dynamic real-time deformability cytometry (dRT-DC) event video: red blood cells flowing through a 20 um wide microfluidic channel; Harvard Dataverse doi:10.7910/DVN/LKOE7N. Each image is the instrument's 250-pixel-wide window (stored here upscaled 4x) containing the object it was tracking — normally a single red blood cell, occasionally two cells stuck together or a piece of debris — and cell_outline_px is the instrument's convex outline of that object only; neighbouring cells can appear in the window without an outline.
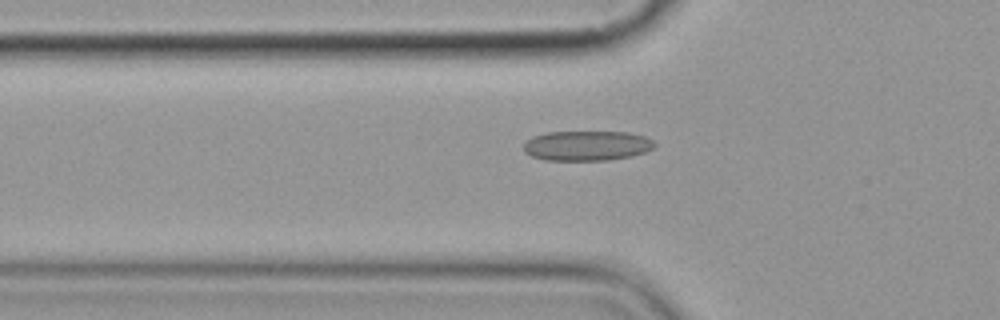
{"species": "common noctule bat (a hibernating species)", "species_latin": "Nyctalus noctula", "temperature_condition": "cold", "stored_images_in_passage": 3, "camera_frame_rate_fps": 3000, "um_per_image_px": 0.085, "animal": {"sex": "female", "body_mass_g": 19.9}, "frame": {"image": 1, "passage_image": 3, "time_ms": 2.0, "image_size_px": [1000, 320], "cell_outline_px": [[656, 144], [652, 148], [644, 152], [632, 156], [608, 160], [544, 160], [532, 156], [524, 152], [524, 140], [532, 136], [548, 132], [628, 132], [644, 136], [652, 140]], "centroid_in_image_um": [49.85, 12.38], "position_along_channel_um": 76.0, "area_um2": 22.89}}